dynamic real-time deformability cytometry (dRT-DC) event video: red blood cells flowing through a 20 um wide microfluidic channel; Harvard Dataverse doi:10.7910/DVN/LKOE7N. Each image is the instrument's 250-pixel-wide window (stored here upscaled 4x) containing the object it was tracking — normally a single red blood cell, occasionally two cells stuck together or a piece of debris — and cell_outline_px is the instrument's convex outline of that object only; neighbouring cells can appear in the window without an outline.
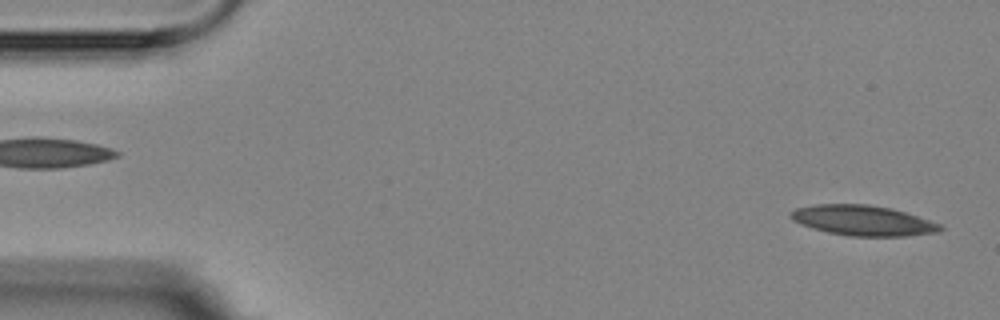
{"species": "Egyptian fruit bat (a non-hibernating species)", "species_latin": "Rousettus aegyptiacus", "temperature_condition": "room temperature", "stored_images_in_passage": 3, "camera_frame_rate_fps": 3000, "um_per_image_px": 0.085, "animal": {"sex": "female"}, "frame": {"image": 1, "passage_image": 1, "time_ms": 0.0, "image_size_px": [1000, 320], "cell_outline_px": [[944, 228], [940, 232], [908, 236], [848, 236], [828, 232], [812, 228], [800, 224], [792, 220], [788, 216], [796, 208], [816, 204], [868, 204], [892, 208], [940, 224]], "centroid_in_image_um": [73.34, 18.74], "position_along_channel_um": 11.7, "area_um2": 26.36}}
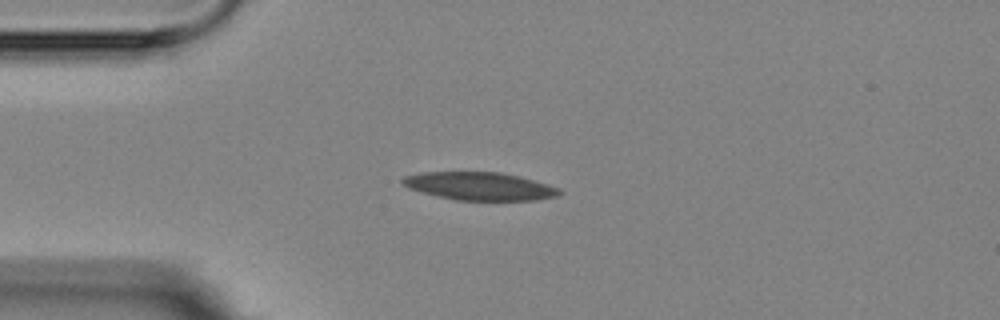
{"frame": {"image": 2, "passage_image": 3, "time_ms": 3.667, "image_size_px": [1000, 320], "cell_outline_px": [[564, 192], [556, 196], [536, 200], [456, 200], [436, 196], [420, 192], [408, 188], [400, 184], [400, 180], [404, 176], [420, 172], [500, 172], [520, 176], [548, 184], [560, 188]], "centroid_in_image_um": [40.74, 15.82], "position_along_channel_um": 44.3, "area_um2": 25.84}}